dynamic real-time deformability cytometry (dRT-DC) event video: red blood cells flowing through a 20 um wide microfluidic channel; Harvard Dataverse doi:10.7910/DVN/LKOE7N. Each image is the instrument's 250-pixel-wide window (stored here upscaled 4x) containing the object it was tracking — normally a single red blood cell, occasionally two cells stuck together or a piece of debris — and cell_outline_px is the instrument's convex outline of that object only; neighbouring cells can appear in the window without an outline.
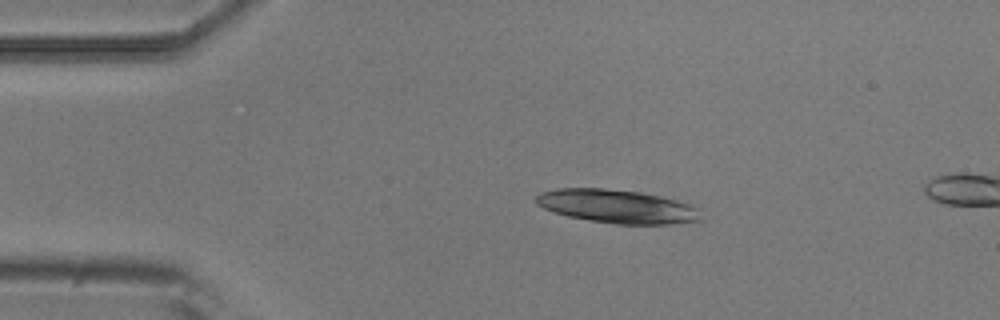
{"species": "common noctule bat (a hibernating species)", "species_latin": "Nyctalus noctula", "temperature_condition": "room temperature", "stored_images_in_passage": 3, "camera_frame_rate_fps": 3000, "um_per_image_px": 0.085, "animal": {"sex": "male", "body_mass_g": 20.5, "forearm_length_mm": 52.5}, "frame": {"image": 1, "passage_image": 2, "time_ms": 0.333, "image_size_px": [1000, 320], "cell_outline_px": [[704, 220], [672, 224], [616, 224], [588, 220], [568, 216], [544, 208], [536, 204], [536, 196], [540, 192], [556, 188], [604, 188], [640, 192], [660, 196], [692, 204], [700, 208]], "centroid_in_image_um": [52.52, 17.54], "position_along_channel_um": 32.5, "area_um2": 32.48}}